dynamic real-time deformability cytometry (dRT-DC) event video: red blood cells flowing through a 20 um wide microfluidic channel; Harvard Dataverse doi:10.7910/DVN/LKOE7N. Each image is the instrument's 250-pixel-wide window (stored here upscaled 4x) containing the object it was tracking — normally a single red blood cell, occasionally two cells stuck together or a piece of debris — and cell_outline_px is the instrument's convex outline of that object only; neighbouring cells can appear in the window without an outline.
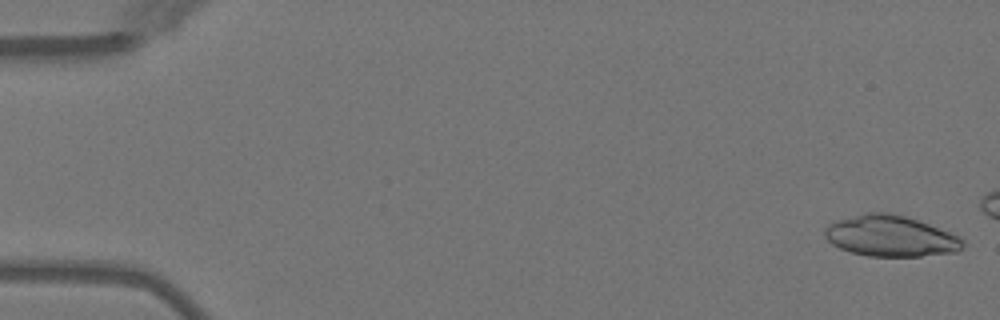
{"species": "Egyptian fruit bat (a non-hibernating species)", "species_latin": "Rousettus aegyptiacus", "temperature_condition": "warm", "stored_images_in_passage": 5, "camera_frame_rate_fps": 3000, "um_per_image_px": 0.085, "animal": {"sex": "female"}, "frame": {"image": 1, "passage_image": 1, "time_ms": 0.0, "image_size_px": [1000, 320], "cell_outline_px": [[964, 244], [960, 252], [920, 256], [868, 256], [852, 252], [840, 248], [832, 244], [824, 236], [824, 228], [832, 220], [868, 212], [888, 212], [904, 216], [928, 224], [960, 236], [964, 240]], "centroid_in_image_um": [75.68, 20.06], "position_along_channel_um": 9.3, "area_um2": 33.18}}
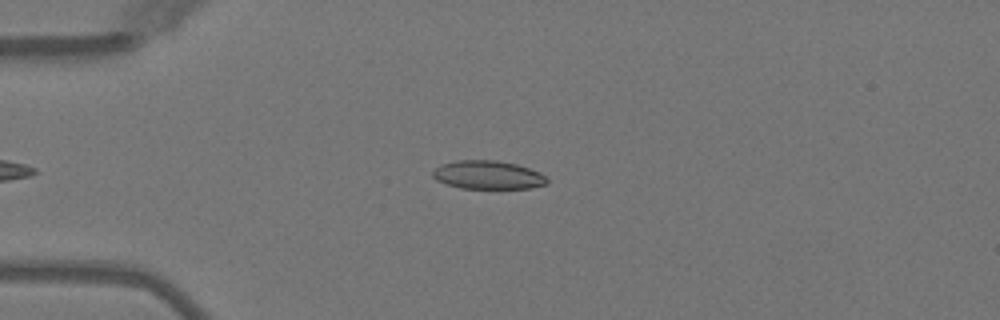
{"frame": {"image": 2, "passage_image": 5, "time_ms": 5.667, "image_size_px": [1000, 320], "cell_outline_px": [[548, 184], [528, 188], [460, 188], [436, 180], [432, 176], [432, 172], [440, 164], [456, 160], [496, 160], [516, 164], [540, 172], [548, 176]], "centroid_in_image_um": [41.49, 14.86], "position_along_channel_um": 43.5, "area_um2": 19.02}}